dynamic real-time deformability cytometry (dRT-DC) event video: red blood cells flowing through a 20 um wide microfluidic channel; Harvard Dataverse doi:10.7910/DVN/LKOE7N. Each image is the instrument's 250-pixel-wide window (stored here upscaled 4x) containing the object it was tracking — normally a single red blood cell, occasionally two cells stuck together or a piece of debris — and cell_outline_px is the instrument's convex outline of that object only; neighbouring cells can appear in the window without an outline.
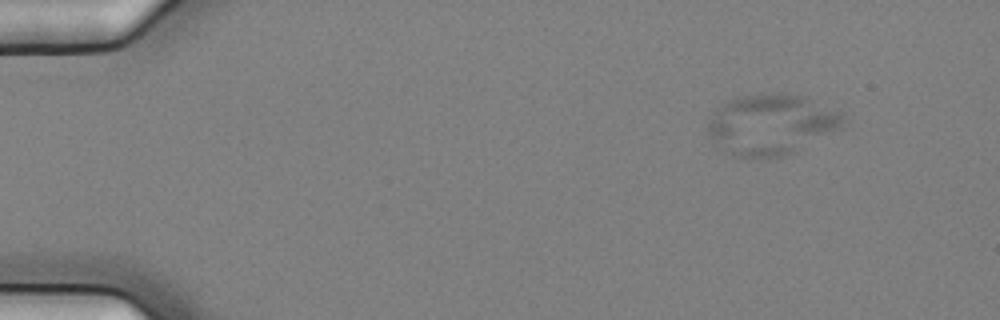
{"species": "common noctule bat (a hibernating species)", "species_latin": "Nyctalus noctula", "temperature_condition": "cold", "stored_images_in_passage": 2, "camera_frame_rate_fps": 3000, "um_per_image_px": 0.085, "animal": {"sex": "female", "body_mass_g": 25.1}, "frame": {"image": 1, "passage_image": 2, "time_ms": 0.333, "image_size_px": [1000, 320], "cell_outline_px": [[844, 116], [840, 128], [796, 152], [780, 156], [736, 156], [724, 152], [712, 140], [708, 132], [708, 120], [728, 100], [740, 96], [804, 96], [844, 112]], "centroid_in_image_um": [65.58, 10.61], "position_along_channel_um": 19.4, "area_um2": 46.53}}